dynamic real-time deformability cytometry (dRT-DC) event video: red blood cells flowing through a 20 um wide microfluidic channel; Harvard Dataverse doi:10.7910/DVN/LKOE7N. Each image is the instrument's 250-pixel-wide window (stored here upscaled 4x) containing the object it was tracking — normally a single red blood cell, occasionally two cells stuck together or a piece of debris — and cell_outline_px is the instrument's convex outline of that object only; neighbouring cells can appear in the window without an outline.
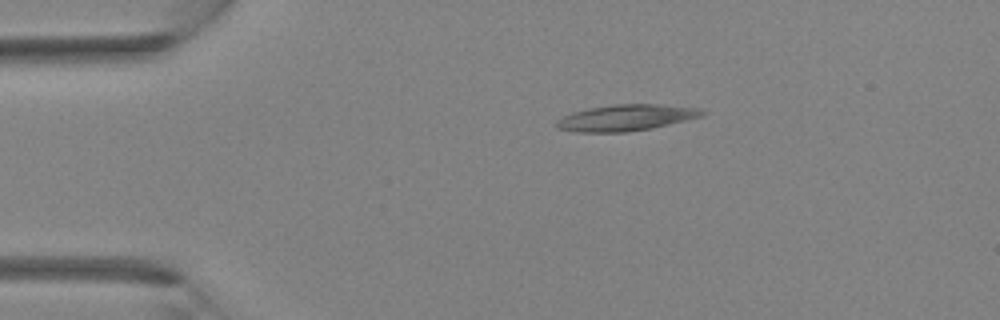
{"species": "Egyptian fruit bat (a non-hibernating species)", "species_latin": "Rousettus aegyptiacus", "temperature_condition": "room temperature", "stored_images_in_passage": 3, "camera_frame_rate_fps": 3000, "um_per_image_px": 0.085, "animal": {"sex": "female"}, "frame": {"image": 1, "passage_image": 2, "time_ms": 1.333, "image_size_px": [1000, 320], "cell_outline_px": [[708, 112], [704, 116], [652, 128], [628, 132], [576, 132], [556, 128], [556, 120], [572, 112], [588, 108], [616, 104], [656, 104], [700, 108]], "centroid_in_image_um": [53.23, 10.0], "position_along_channel_um": 31.8, "area_um2": 22.37}}